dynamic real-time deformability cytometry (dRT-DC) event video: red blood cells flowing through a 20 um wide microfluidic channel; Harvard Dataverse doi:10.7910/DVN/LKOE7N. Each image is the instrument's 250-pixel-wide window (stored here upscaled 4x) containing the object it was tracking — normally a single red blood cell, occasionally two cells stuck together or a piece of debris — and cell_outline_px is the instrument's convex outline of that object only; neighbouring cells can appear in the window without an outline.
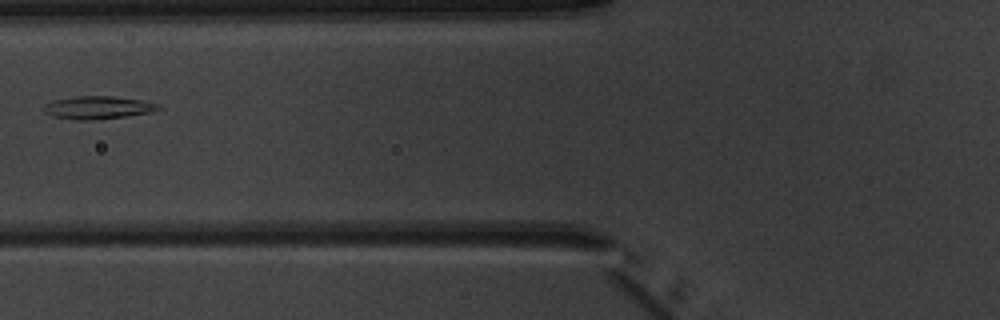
{"species": "common noctule bat (a hibernating species)", "species_latin": "Nyctalus noctula", "temperature_condition": "warm", "stored_images_in_passage": 3, "camera_frame_rate_fps": 3000, "um_per_image_px": 0.085, "animal": {"sex": "male", "body_mass_g": 20.1, "forearm_length_mm": 53.5}, "frame": {"image": 1, "passage_image": 3, "time_ms": 2.333, "image_size_px": [1000, 320], "cell_outline_px": [[164, 108], [152, 112], [124, 116], [92, 120], [76, 120], [52, 116], [44, 112], [44, 104], [56, 100], [76, 96], [116, 96], [140, 100], [160, 104]], "centroid_in_image_um": [8.36, 9.14], "position_along_channel_um": 117.4, "area_um2": 15.26}}